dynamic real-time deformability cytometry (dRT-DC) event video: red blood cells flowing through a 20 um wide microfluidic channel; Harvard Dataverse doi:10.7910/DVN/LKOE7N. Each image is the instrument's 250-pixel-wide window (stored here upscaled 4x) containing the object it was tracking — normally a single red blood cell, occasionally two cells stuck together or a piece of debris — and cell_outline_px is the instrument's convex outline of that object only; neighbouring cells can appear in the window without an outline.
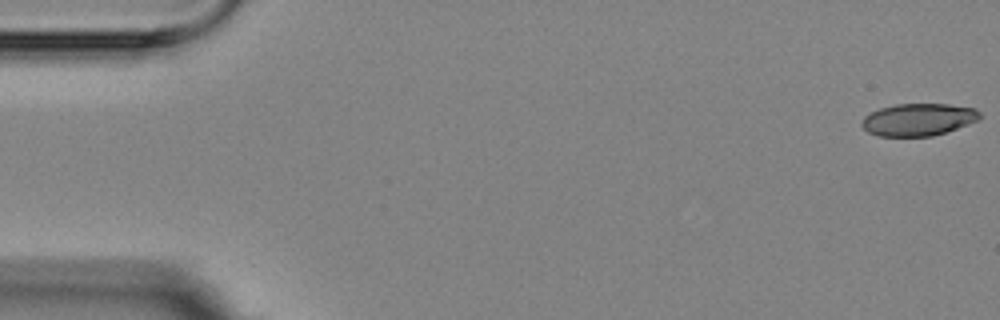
{"species": "Egyptian fruit bat (a non-hibernating species)", "species_latin": "Rousettus aegyptiacus", "temperature_condition": "room temperature", "stored_images_in_passage": 3, "camera_frame_rate_fps": 3000, "um_per_image_px": 0.085, "animal": {"sex": "female"}, "frame": {"image": 1, "passage_image": 1, "time_ms": 0.0, "image_size_px": [1000, 320], "cell_outline_px": [[980, 120], [932, 136], [880, 136], [868, 132], [860, 124], [864, 116], [880, 108], [896, 104], [948, 104], [976, 108], [980, 112]], "centroid_in_image_um": [78.06, 10.16], "position_along_channel_um": 6.9, "area_um2": 22.14}}